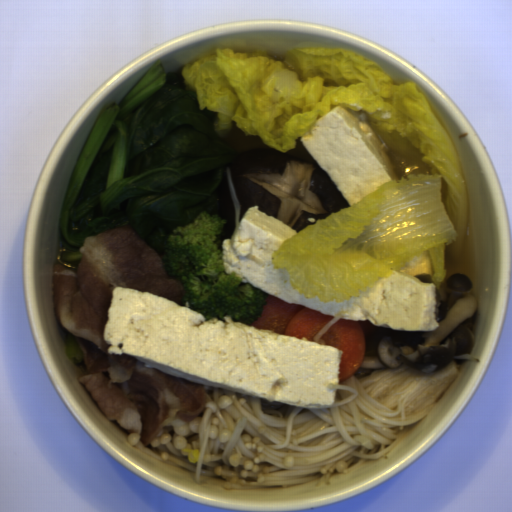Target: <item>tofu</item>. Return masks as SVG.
Returning a JSON list of instances; mask_svg holds the SVG:
<instances>
[{
	"mask_svg": "<svg viewBox=\"0 0 512 512\" xmlns=\"http://www.w3.org/2000/svg\"><path fill=\"white\" fill-rule=\"evenodd\" d=\"M201 313L142 290L113 289L104 342L188 381L302 409L332 408L343 350Z\"/></svg>",
	"mask_w": 512,
	"mask_h": 512,
	"instance_id": "1",
	"label": "tofu"
},
{
	"mask_svg": "<svg viewBox=\"0 0 512 512\" xmlns=\"http://www.w3.org/2000/svg\"><path fill=\"white\" fill-rule=\"evenodd\" d=\"M297 234L281 219L248 208L232 238L222 242L226 273L242 282L290 304H300L325 315L346 312L344 320L369 321L395 330L433 331L436 320L435 270L427 251L417 255L397 271L381 278L358 297L344 302L321 303L315 295L306 298L293 287L288 268L275 267L272 254L283 241Z\"/></svg>",
	"mask_w": 512,
	"mask_h": 512,
	"instance_id": "2",
	"label": "tofu"
},
{
	"mask_svg": "<svg viewBox=\"0 0 512 512\" xmlns=\"http://www.w3.org/2000/svg\"><path fill=\"white\" fill-rule=\"evenodd\" d=\"M300 141L350 207L383 184L399 180L369 124L341 106L320 118Z\"/></svg>",
	"mask_w": 512,
	"mask_h": 512,
	"instance_id": "3",
	"label": "tofu"
}]
</instances>
